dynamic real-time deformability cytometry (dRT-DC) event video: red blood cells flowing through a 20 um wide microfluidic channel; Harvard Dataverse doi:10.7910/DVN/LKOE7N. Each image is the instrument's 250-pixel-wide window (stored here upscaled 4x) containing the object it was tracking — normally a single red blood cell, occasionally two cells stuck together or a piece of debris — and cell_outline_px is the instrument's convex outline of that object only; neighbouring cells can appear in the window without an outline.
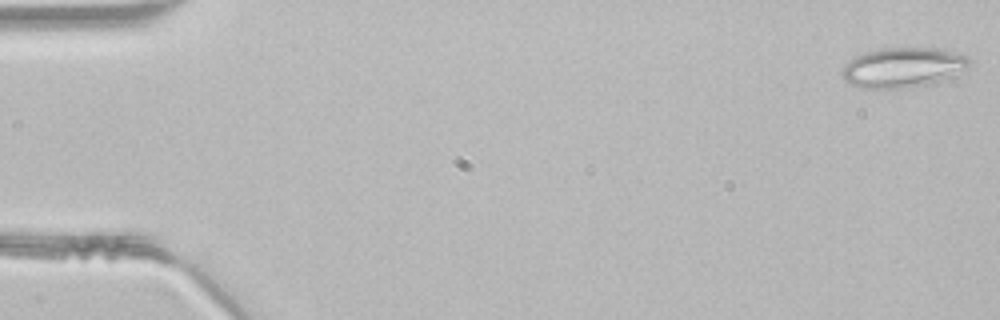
{"species": "common noctule bat (a hibernating species)", "species_latin": "Nyctalus noctula", "temperature_condition": "room temperature", "stored_images_in_passage": 47, "segment_of_instrument_passage": [1, 2], "camera_frame_rate_fps": 3000, "um_per_image_px": 0.085, "animal": {"sex": "male", "body_mass_g": 21.5, "forearm_length_mm": 52.0}, "frame": {"image": 1, "passage_image": 1, "time_ms": 0.0, "image_size_px": [1000, 320], "cell_outline_px": [[972, 60], [964, 68], [936, 84], [908, 88], [860, 88], [844, 80], [840, 72], [856, 56], [864, 52], [876, 48], [936, 48], [968, 56]], "centroid_in_image_um": [76.74, 5.74], "position_along_channel_um": 8.3, "area_um2": 29.54}}
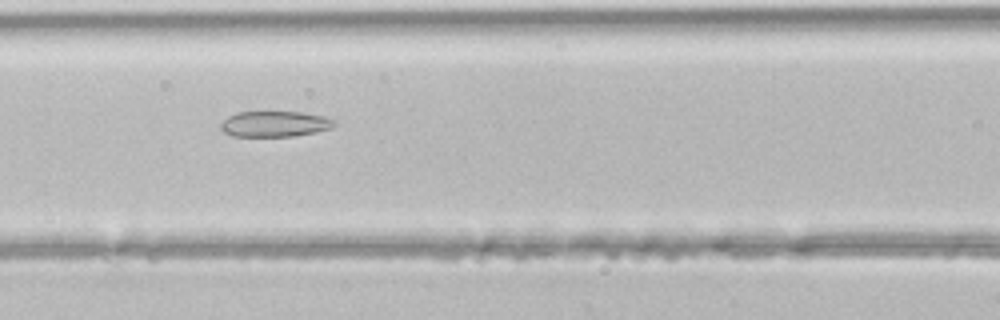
{"frame": {"image": 2, "passage_image": 20, "time_ms": 6.333, "image_size_px": [1000, 320], "cell_outline_px": [[336, 124], [332, 128], [316, 132], [292, 136], [232, 136], [224, 132], [220, 128], [220, 124], [228, 116], [236, 112], [304, 112], [324, 116], [336, 120]], "centroid_in_image_um": [23.37, 10.53], "position_along_channel_um": 143.2, "area_um2": 17.11}}
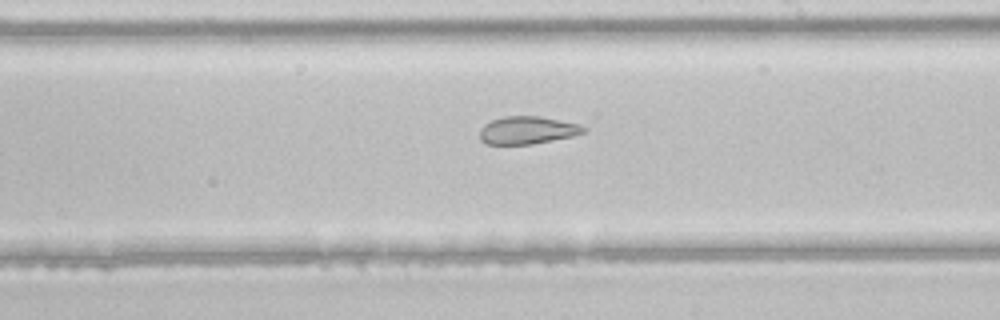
{"frame": {"image": 3, "passage_image": 27, "time_ms": 8.667, "image_size_px": [1000, 320], "cell_outline_px": [[588, 132], [572, 136], [532, 144], [488, 144], [480, 140], [480, 128], [484, 124], [492, 120], [504, 116], [540, 116], [580, 124], [588, 128]], "centroid_in_image_um": [44.86, 11.06], "position_along_channel_um": 244.1, "area_um2": 16.88}}